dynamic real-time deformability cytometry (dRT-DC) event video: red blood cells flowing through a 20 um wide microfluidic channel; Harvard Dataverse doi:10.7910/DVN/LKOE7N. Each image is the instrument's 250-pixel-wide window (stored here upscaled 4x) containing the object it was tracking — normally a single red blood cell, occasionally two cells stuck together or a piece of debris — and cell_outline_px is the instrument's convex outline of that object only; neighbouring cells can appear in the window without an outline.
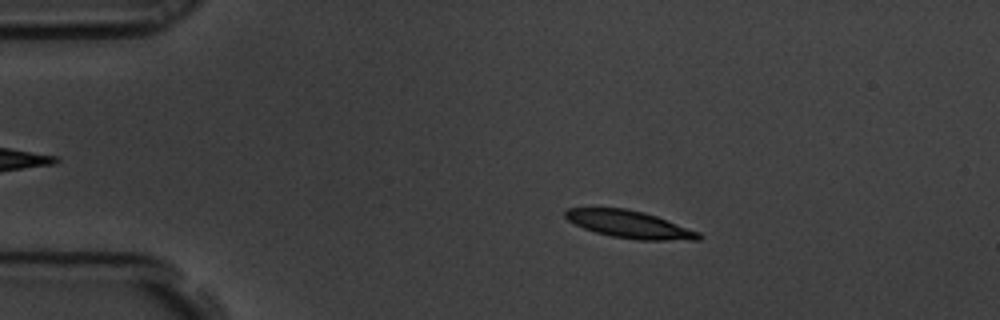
{"species": "common noctule bat (a hibernating species)", "species_latin": "Nyctalus noctula", "temperature_condition": "room temperature", "stored_images_in_passage": 4, "camera_frame_rate_fps": 3000, "um_per_image_px": 0.085, "animal": {"sex": "male", "body_mass_g": 19.5, "forearm_length_mm": 54.6}, "frame": {"image": 1, "passage_image": 3, "time_ms": 0.667, "image_size_px": [1000, 320], "cell_outline_px": [[704, 236], [700, 240], [640, 240], [612, 236], [596, 232], [584, 228], [568, 220], [564, 216], [564, 212], [568, 208], [624, 208], [644, 212], [656, 216], [700, 232]], "centroid_in_image_um": [53.54, 19.07], "position_along_channel_um": 31.5, "area_um2": 21.15}}